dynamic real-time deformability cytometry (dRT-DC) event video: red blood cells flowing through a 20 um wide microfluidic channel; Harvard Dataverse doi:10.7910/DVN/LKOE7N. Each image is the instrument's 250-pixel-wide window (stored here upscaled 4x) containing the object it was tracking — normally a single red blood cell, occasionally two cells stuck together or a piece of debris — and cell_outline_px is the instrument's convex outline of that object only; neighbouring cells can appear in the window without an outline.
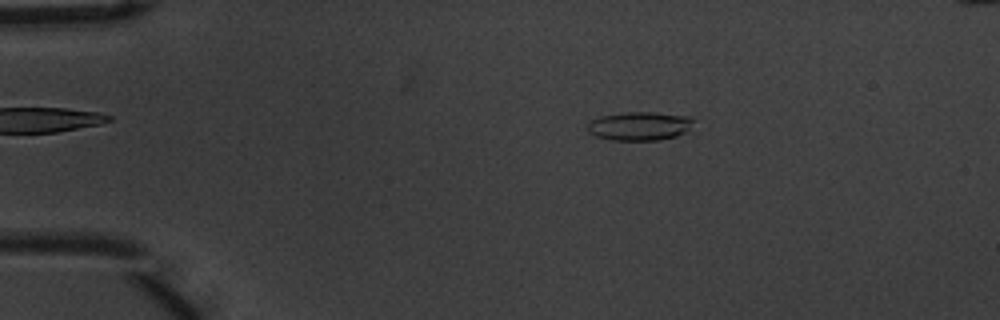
{"species": "common noctule bat (a hibernating species)", "species_latin": "Nyctalus noctula", "temperature_condition": "warm", "stored_images_in_passage": 54, "camera_frame_rate_fps": 3000, "um_per_image_px": 0.085, "animal": {"sex": "male", "body_mass_g": 20.1, "forearm_length_mm": 53.5}, "frame": {"image": 1, "passage_image": 10, "time_ms": 3.0, "image_size_px": [1000, 320], "cell_outline_px": [[692, 120], [688, 128], [684, 132], [676, 136], [656, 140], [612, 140], [596, 136], [588, 132], [588, 124], [592, 120], [600, 116], [628, 112], [652, 112], [692, 116]], "centroid_in_image_um": [54.34, 10.71], "position_along_channel_um": 30.7, "area_um2": 17.46}}
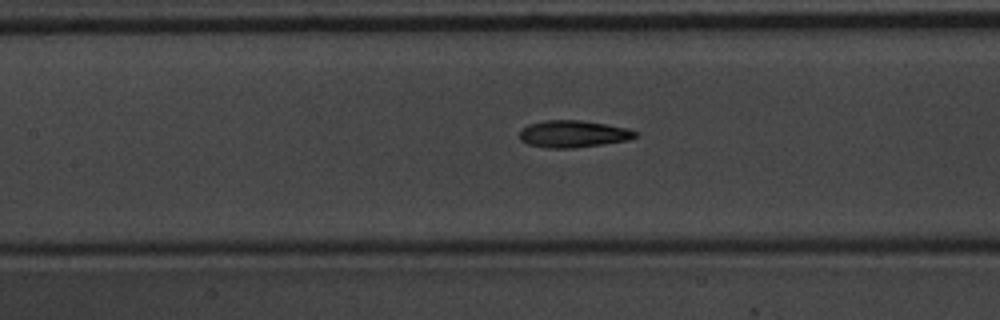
{"frame": {"image": 2, "passage_image": 25, "time_ms": 8.0, "image_size_px": [1000, 320], "cell_outline_px": [[640, 136], [628, 140], [604, 144], [572, 148], [548, 148], [528, 144], [520, 140], [520, 128], [528, 124], [548, 120], [580, 120], [628, 128], [640, 132]], "centroid_in_image_um": [48.75, 11.38], "position_along_channel_um": 158.6, "area_um2": 18.38}}
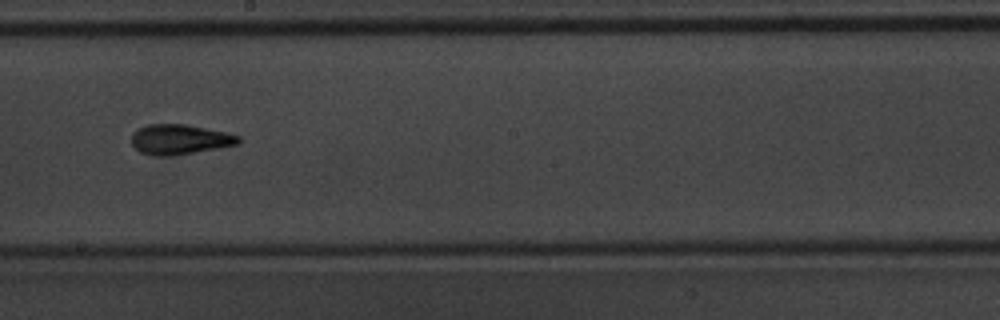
{"frame": {"image": 3, "passage_image": 31, "time_ms": 10.0, "image_size_px": [1000, 320], "cell_outline_px": [[240, 140], [236, 144], [216, 148], [168, 156], [156, 156], [140, 152], [132, 144], [132, 132], [148, 124], [184, 124], [224, 132], [240, 136]], "centroid_in_image_um": [15.22, 11.84], "position_along_channel_um": 233.0, "area_um2": 18.26}, "authors_computed_cell_mechanics": {"area_um2": 17.8602, "velocity_mm_per_s": 3.7238, "shape_relaxation_time_tau1_ms": 4.1174, "shape_relaxation_time_tau2_ms": 2.4611, "deformation_change_tau1": 0.167, "deformation_change_tau2": 0.1117}}